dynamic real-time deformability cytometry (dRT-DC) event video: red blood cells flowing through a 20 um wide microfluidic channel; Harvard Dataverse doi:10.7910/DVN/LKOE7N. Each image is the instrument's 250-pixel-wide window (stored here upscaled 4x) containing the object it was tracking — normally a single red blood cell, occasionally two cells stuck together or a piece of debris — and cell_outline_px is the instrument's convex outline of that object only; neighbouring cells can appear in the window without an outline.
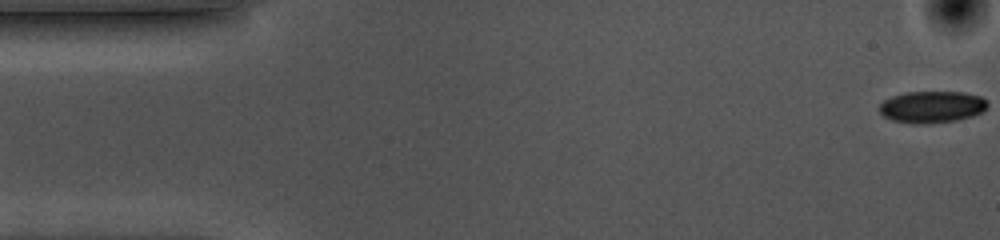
{"species": "common noctule bat (a hibernating species)", "species_latin": "Nyctalus noctula", "temperature_condition": "cold", "stored_images_in_passage": 10, "camera_frame_rate_fps": 3000, "um_per_image_px": 0.085, "animal": {"sex": "female", "body_mass_g": 10.0, "forearm_length_mm": 53.1}, "frame": {"image": 1, "passage_image": 1, "time_ms": 0.0, "image_size_px": [1000, 240], "cell_outline_px": [[984, 104], [980, 108], [972, 112], [956, 116], [896, 116], [888, 112], [884, 108], [888, 104], [912, 96], [964, 96], [980, 100]], "centroid_in_image_um": [79.39, 9.02], "position_along_channel_um": 5.6, "area_um2": 11.91}}